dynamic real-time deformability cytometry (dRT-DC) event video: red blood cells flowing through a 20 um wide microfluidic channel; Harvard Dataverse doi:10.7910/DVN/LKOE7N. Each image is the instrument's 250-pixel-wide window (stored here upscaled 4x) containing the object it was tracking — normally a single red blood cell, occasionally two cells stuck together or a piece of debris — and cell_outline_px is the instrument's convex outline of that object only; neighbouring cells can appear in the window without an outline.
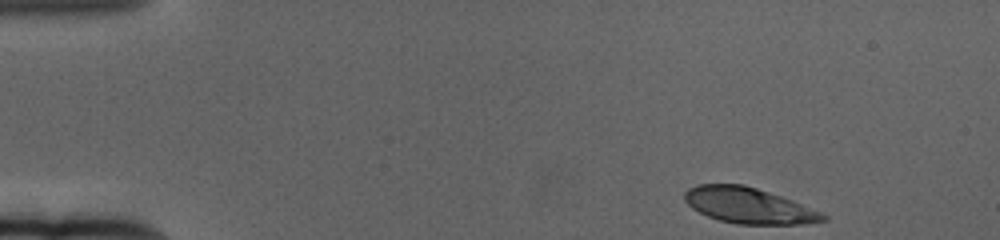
{"species": "human", "species_latin": "Homo sapiens", "temperature_condition": "cold", "stored_images_in_passage": 55, "camera_frame_rate_fps": 3000, "um_per_image_px": 0.085, "donor": {"sex": "female"}, "frame": {"image": 1, "passage_image": 1, "time_ms": 0.0, "image_size_px": [1000, 240], "cell_outline_px": [[828, 220], [804, 224], [736, 224], [720, 220], [708, 216], [692, 208], [684, 200], [684, 192], [688, 188], [696, 184], [744, 184], [792, 200], [820, 212], [828, 216]], "centroid_in_image_um": [63.62, 17.47], "position_along_channel_um": 21.4, "area_um2": 28.73}}
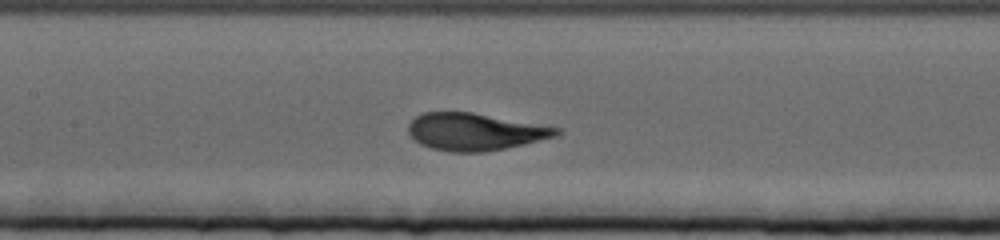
{"frame": {"image": 2, "passage_image": 23, "time_ms": 7.333, "image_size_px": [1000, 240], "cell_outline_px": [[560, 132], [556, 136], [524, 144], [484, 152], [448, 152], [432, 148], [420, 144], [408, 132], [408, 124], [416, 116], [424, 112], [472, 112], [560, 128]], "centroid_in_image_um": [40.34, 11.2], "position_along_channel_um": 167.1, "area_um2": 31.85}}
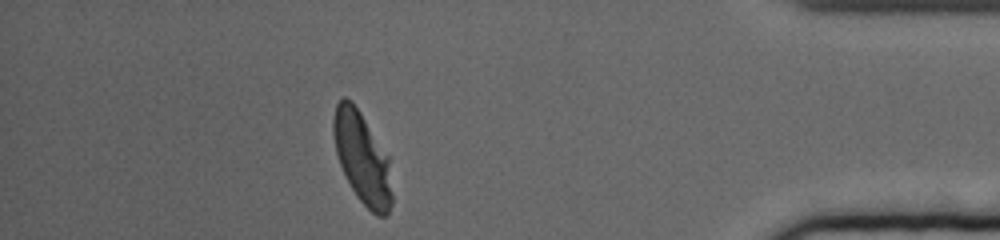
{"frame": {"image": 3, "passage_image": 48, "time_ms": 15.667, "image_size_px": [1000, 240], "cell_outline_px": [[392, 204], [388, 216], [376, 216], [356, 196], [340, 164], [336, 152], [332, 132], [332, 120], [336, 104], [344, 96], [352, 100], [360, 112], [388, 156], [392, 192]], "centroid_in_image_um": [30.78, 13.43], "position_along_channel_um": 404.4, "area_um2": 31.1}, "authors_computed_cell_mechanics": {"area_um2": 31.6166, "velocity_mm_per_s": 3.3244, "shape_relaxation_time_tau1_ms": 3.2524, "shape_relaxation_time_tau2_ms": null, "deformation_change_tau1": 0.181, "deformation_change_tau2": null}}